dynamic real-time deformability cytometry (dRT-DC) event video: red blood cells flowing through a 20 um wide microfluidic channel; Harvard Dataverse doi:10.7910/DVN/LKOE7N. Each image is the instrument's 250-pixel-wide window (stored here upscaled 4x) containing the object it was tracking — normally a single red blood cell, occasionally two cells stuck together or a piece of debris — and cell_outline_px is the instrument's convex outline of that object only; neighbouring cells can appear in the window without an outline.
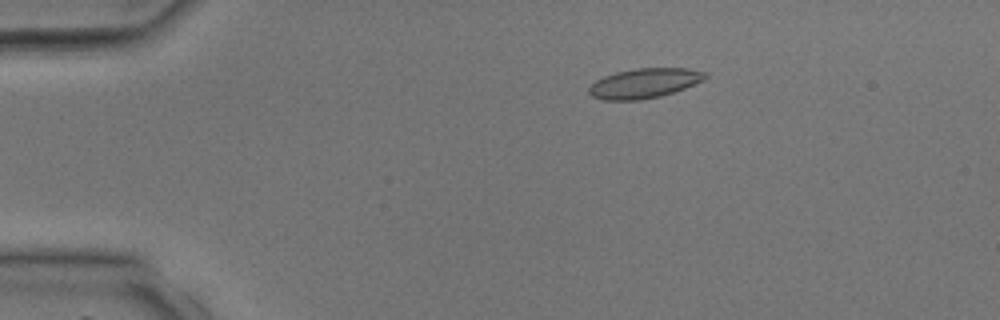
{"species": "common noctule bat (a hibernating species)", "species_latin": "Nyctalus noctula", "temperature_condition": "room temperature", "stored_images_in_passage": 38, "camera_frame_rate_fps": 3000, "um_per_image_px": 0.085, "animal": {"sex": "male", "body_mass_g": 17.9, "forearm_length_mm": 54.2}, "frame": {"image": 1, "passage_image": 6, "time_ms": 1.667, "image_size_px": [1000, 320], "cell_outline_px": [[708, 76], [704, 80], [684, 88], [660, 96], [640, 100], [604, 100], [592, 96], [588, 92], [588, 88], [596, 80], [604, 76], [616, 72], [636, 68], [688, 68], [708, 72]], "centroid_in_image_um": [54.78, 7.07], "position_along_channel_um": 30.2, "area_um2": 20.17}}
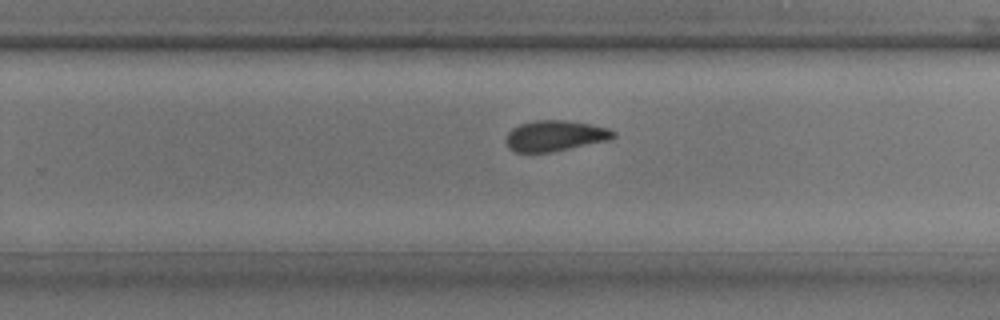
{"frame": {"image": 2, "passage_image": 24, "time_ms": 7.667, "image_size_px": [1000, 320], "cell_outline_px": [[616, 136], [612, 140], [548, 152], [516, 152], [508, 148], [508, 132], [512, 128], [520, 124], [532, 120], [564, 120], [588, 124], [608, 128], [616, 132]], "centroid_in_image_um": [47.22, 11.53], "position_along_channel_um": 282.6, "area_um2": 19.07}}
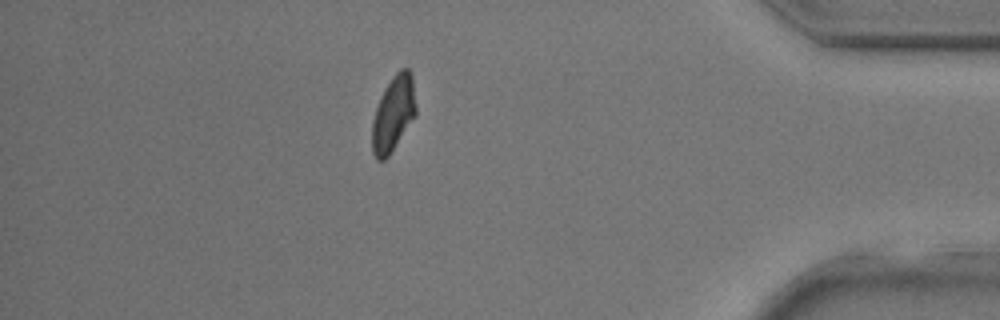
{"frame": {"image": 3, "passage_image": 33, "time_ms": 10.667, "image_size_px": [1000, 320], "cell_outline_px": [[416, 116], [388, 156], [384, 160], [376, 160], [372, 152], [372, 120], [380, 96], [392, 76], [400, 68], [408, 68], [412, 76], [416, 104]], "centroid_in_image_um": [33.43, 9.66], "position_along_channel_um": 401.8, "area_um2": 19.36}}